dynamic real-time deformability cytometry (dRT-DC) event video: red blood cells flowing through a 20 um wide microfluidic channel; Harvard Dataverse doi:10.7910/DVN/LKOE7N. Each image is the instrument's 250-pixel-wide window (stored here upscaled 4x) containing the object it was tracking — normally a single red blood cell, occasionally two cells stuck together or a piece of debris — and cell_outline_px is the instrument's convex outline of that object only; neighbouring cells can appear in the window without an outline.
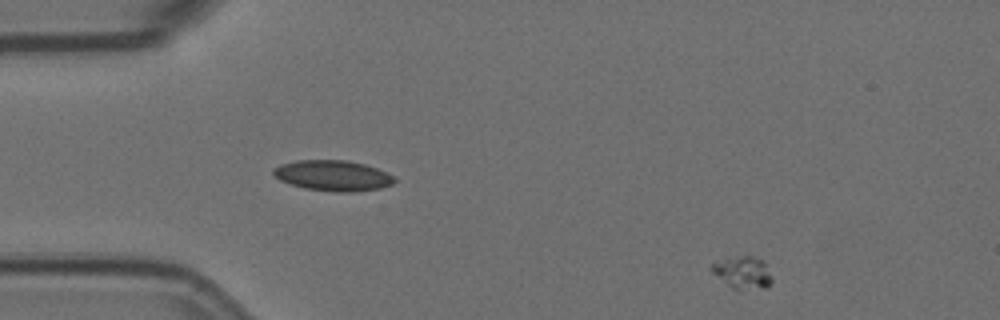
{"species": "Egyptian fruit bat (a non-hibernating species)", "species_latin": "Rousettus aegyptiacus", "temperature_condition": "room temperature", "stored_images_in_passage": 5, "camera_frame_rate_fps": 3000, "um_per_image_px": 0.085, "animal": {"sex": "female"}, "frame": {"image": 1, "passage_image": 5, "time_ms": 1.333, "image_size_px": [1000, 320], "cell_outline_px": [[772, 280], [764, 288], [736, 292], [712, 272], [708, 268], [712, 264], [724, 260], [740, 256], [752, 256], [764, 260]], "centroid_in_image_um": [63.13, 23.21], "position_along_channel_um": 21.9, "area_um2": 11.39}}